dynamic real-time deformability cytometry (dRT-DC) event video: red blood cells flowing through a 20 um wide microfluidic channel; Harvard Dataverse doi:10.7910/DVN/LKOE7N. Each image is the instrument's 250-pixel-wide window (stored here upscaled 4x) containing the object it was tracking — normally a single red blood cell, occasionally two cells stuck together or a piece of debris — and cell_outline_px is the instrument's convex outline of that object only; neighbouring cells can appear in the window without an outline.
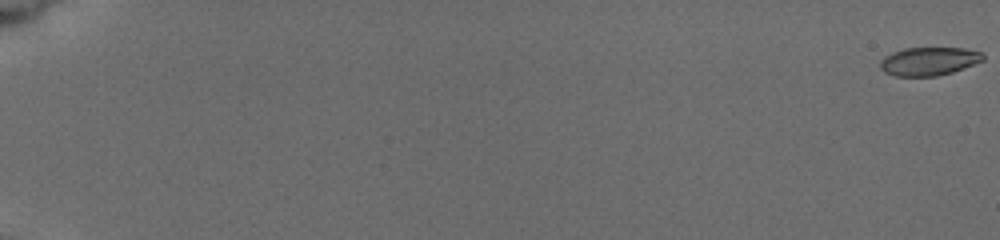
{"species": "common noctule bat (a hibernating species)", "species_latin": "Nyctalus noctula", "temperature_condition": "cold", "stored_images_in_passage": 22, "camera_frame_rate_fps": 3000, "um_per_image_px": 0.085, "animal": {"sex": "female", "body_mass_g": 19.5, "forearm_length_mm": 54.1}, "frame": {"image": 1, "passage_image": 1, "time_ms": 0.0, "image_size_px": [1000, 240], "cell_outline_px": [[984, 60], [964, 68], [952, 72], [936, 76], [896, 76], [884, 72], [880, 68], [880, 60], [884, 56], [892, 52], [904, 48], [964, 48], [980, 52], [984, 56]], "centroid_in_image_um": [78.93, 5.21], "position_along_channel_um": 6.1, "area_um2": 16.99}}
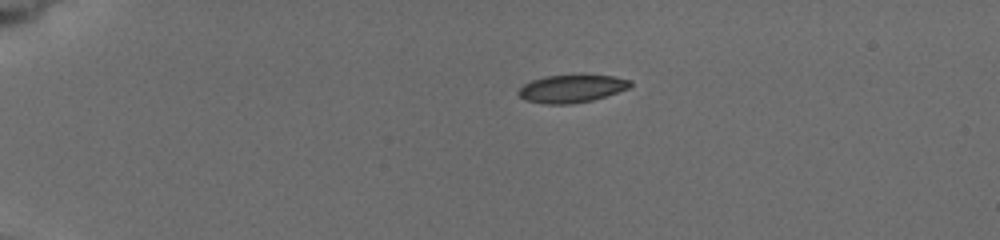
{"frame": {"image": 2, "passage_image": 21, "time_ms": 4.667, "image_size_px": [1000, 240], "cell_outline_px": [[632, 84], [628, 88], [592, 100], [568, 104], [544, 104], [524, 100], [516, 92], [524, 84], [532, 80], [548, 76], [612, 76], [632, 80]], "centroid_in_image_um": [48.55, 7.55], "position_along_channel_um": 36.5, "area_um2": 17.69}}